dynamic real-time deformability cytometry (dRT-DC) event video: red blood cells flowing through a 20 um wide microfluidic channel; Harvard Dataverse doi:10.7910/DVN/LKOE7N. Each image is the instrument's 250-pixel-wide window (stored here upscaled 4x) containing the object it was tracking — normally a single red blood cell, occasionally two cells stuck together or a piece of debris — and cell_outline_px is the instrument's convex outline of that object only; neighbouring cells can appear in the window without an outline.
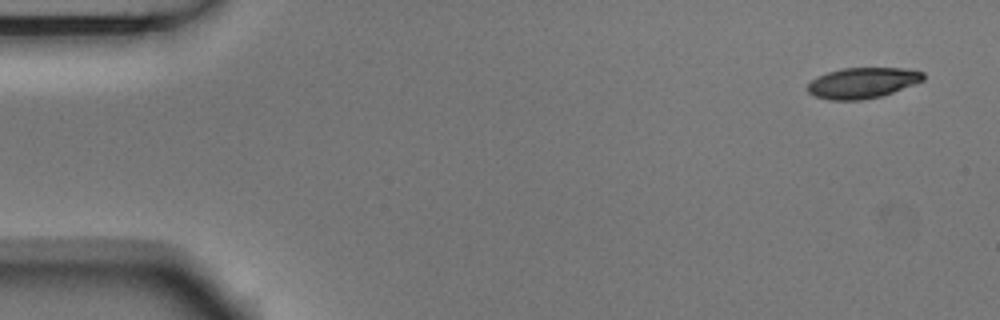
{"species": "Egyptian fruit bat (a non-hibernating species)", "species_latin": "Rousettus aegyptiacus", "temperature_condition": "room temperature", "stored_images_in_passage": 4, "camera_frame_rate_fps": 3000, "um_per_image_px": 0.085, "animal": {"sex": "male"}, "frame": {"image": 1, "passage_image": 1, "time_ms": 0.0, "image_size_px": [1000, 320], "cell_outline_px": [[924, 80], [892, 92], [880, 96], [860, 100], [828, 100], [816, 96], [808, 92], [808, 84], [816, 76], [840, 68], [908, 68], [924, 72]], "centroid_in_image_um": [73.3, 7.03], "position_along_channel_um": 11.7, "area_um2": 20.63}}
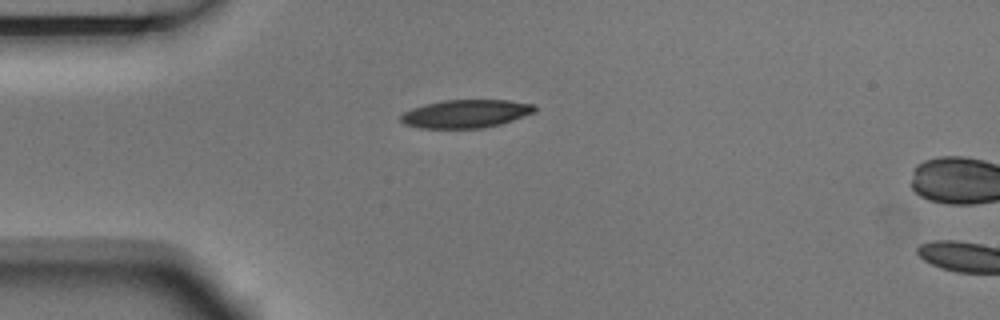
{"frame": {"image": 2, "passage_image": 3, "time_ms": 0.667, "image_size_px": [1000, 320], "cell_outline_px": [[536, 112], [500, 124], [484, 128], [420, 128], [404, 124], [400, 120], [400, 116], [404, 112], [412, 108], [424, 104], [444, 100], [508, 100], [536, 104]], "centroid_in_image_um": [39.6, 9.66], "position_along_channel_um": 45.4, "area_um2": 22.08}}